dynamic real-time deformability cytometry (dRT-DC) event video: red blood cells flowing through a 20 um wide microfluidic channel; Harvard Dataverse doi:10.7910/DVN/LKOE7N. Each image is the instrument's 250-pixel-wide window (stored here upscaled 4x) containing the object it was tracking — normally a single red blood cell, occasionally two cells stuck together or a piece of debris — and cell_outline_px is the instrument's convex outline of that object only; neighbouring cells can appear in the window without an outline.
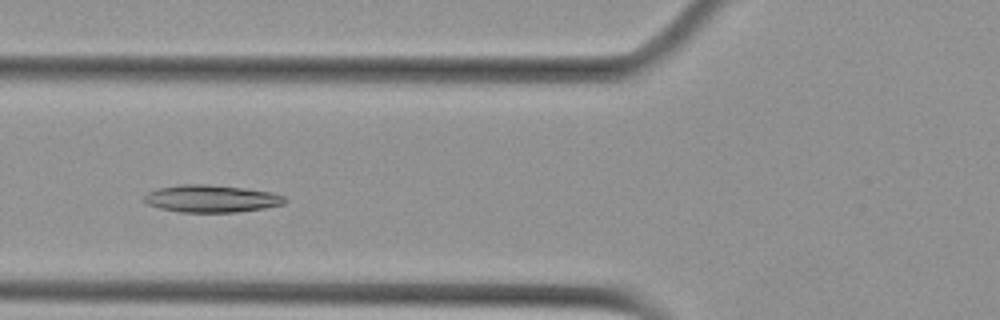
{"species": "Egyptian fruit bat (a non-hibernating species)", "species_latin": "Rousettus aegyptiacus", "temperature_condition": "cold", "stored_images_in_passage": 51, "camera_frame_rate_fps": 3000, "um_per_image_px": 0.085, "animal": {"sex": "female"}, "frame": {"image": 1, "passage_image": 16, "time_ms": 5.0, "image_size_px": [1000, 320], "cell_outline_px": [[288, 200], [284, 204], [264, 208], [236, 212], [180, 212], [160, 208], [148, 204], [144, 200], [144, 196], [148, 192], [156, 188], [180, 184], [208, 184], [244, 188], [272, 192], [284, 196]], "centroid_in_image_um": [17.97, 16.88], "position_along_channel_um": 107.8, "area_um2": 22.48}}
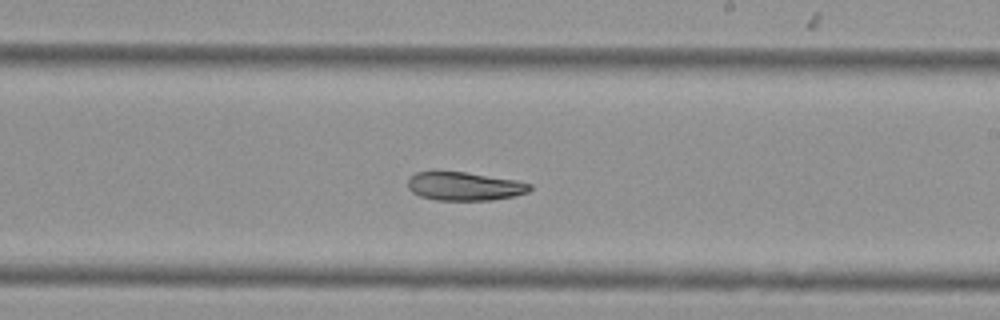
{"frame": {"image": 2, "passage_image": 28, "time_ms": 9.0, "image_size_px": [1000, 320], "cell_outline_px": [[532, 188], [528, 192], [516, 196], [492, 200], [436, 200], [420, 196], [412, 192], [408, 188], [408, 180], [416, 172], [464, 172], [516, 180], [532, 184]], "centroid_in_image_um": [39.51, 15.84], "position_along_channel_um": 249.5, "area_um2": 20.17}}
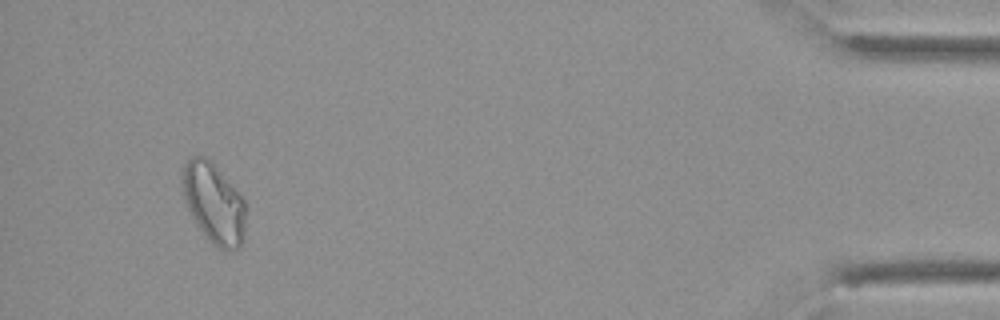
{"frame": {"image": 3, "passage_image": 48, "time_ms": 15.667, "image_size_px": [1000, 320], "cell_outline_px": [[244, 240], [236, 248], [228, 252], [216, 248], [212, 244], [196, 224], [184, 200], [180, 176], [180, 172], [184, 164], [192, 156], [204, 156], [212, 160], [216, 164], [244, 200]], "centroid_in_image_um": [18.14, 17.25], "position_along_channel_um": 417.1, "area_um2": 29.94}, "authors_computed_cell_mechanics": {"area_um2": 22.7732, "velocity_mm_per_s": 3.5606, "shape_relaxation_time_tau1_ms": 9.7542, "shape_relaxation_time_tau2_ms": null, "deformation_change_tau1": 0.1839, "deformation_change_tau2": null}}